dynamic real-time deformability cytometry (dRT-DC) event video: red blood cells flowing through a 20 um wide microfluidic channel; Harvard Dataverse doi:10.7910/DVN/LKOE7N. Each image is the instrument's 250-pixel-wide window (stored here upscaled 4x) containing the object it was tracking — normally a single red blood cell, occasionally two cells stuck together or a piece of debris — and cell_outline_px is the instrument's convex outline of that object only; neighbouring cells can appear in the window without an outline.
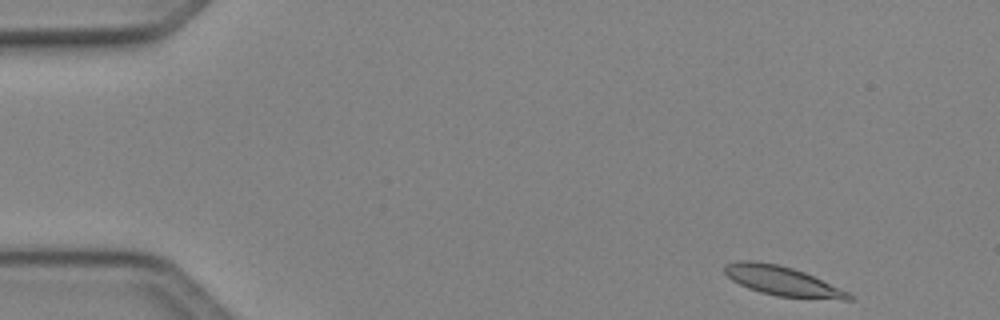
{"species": "Egyptian fruit bat (a non-hibernating species)", "species_latin": "Rousettus aegyptiacus", "temperature_condition": "cold", "stored_images_in_passage": 46, "camera_frame_rate_fps": 3000, "um_per_image_px": 0.085, "animal": {"sex": "female"}, "frame": {"image": 1, "passage_image": 1, "time_ms": 0.0, "image_size_px": [1000, 320], "cell_outline_px": [[852, 300], [844, 300], [776, 296], [760, 292], [748, 288], [732, 280], [724, 272], [724, 264], [736, 260], [756, 260], [776, 264], [792, 268], [804, 272], [840, 288], [848, 292], [852, 296]], "centroid_in_image_um": [66.46, 23.87], "position_along_channel_um": 18.5, "area_um2": 21.27}}
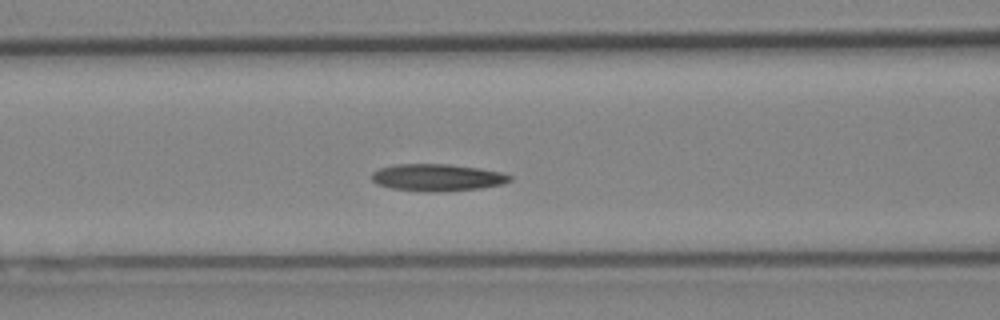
{"frame": {"image": 2, "passage_image": 17, "time_ms": 5.333, "image_size_px": [1000, 320], "cell_outline_px": [[512, 180], [504, 184], [480, 188], [444, 192], [424, 192], [392, 188], [376, 184], [372, 180], [372, 172], [380, 168], [396, 164], [448, 164], [480, 168], [500, 172], [512, 176]], "centroid_in_image_um": [37.18, 15.09], "position_along_channel_um": 129.4, "area_um2": 21.96}}
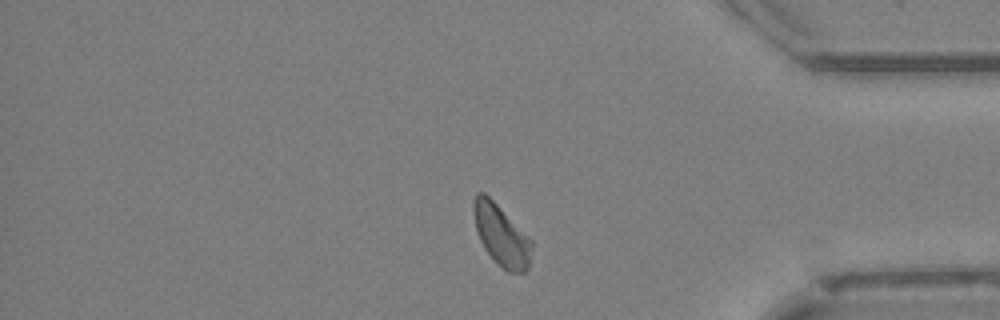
{"frame": {"image": 3, "passage_image": 38, "time_ms": 12.333, "image_size_px": [1000, 320], "cell_outline_px": [[532, 248], [528, 268], [524, 272], [508, 272], [484, 248], [480, 240], [476, 228], [476, 192], [484, 192], [532, 240]], "centroid_in_image_um": [42.66, 20.04], "position_along_channel_um": 392.5, "area_um2": 19.59}}